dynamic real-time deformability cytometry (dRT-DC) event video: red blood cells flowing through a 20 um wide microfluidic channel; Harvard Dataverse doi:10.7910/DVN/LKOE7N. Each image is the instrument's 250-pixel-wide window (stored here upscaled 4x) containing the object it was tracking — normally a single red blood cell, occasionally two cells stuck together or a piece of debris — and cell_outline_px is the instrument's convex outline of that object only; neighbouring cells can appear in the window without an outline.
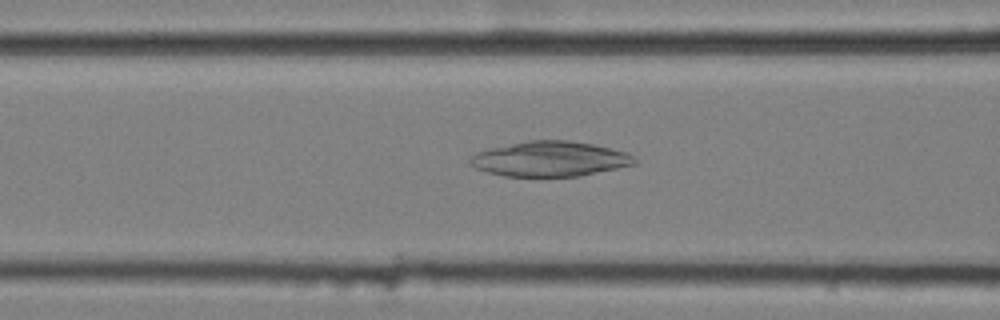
{"species": "common noctule bat (a hibernating species)", "species_latin": "Nyctalus noctula", "temperature_condition": "cold", "stored_images_in_passage": 8, "camera_frame_rate_fps": 3000, "um_per_image_px": 0.085, "animal": {"sex": "female", "body_mass_g": 25.1}, "frame": {"image": 1, "passage_image": 8, "time_ms": 2.333, "image_size_px": [1000, 320], "cell_outline_px": [[636, 164], [580, 176], [504, 176], [488, 172], [476, 168], [468, 164], [468, 160], [476, 152], [488, 148], [528, 140], [568, 140], [592, 144], [628, 152], [636, 160]], "centroid_in_image_um": [46.72, 13.5], "position_along_channel_um": 119.9, "area_um2": 33.64}}